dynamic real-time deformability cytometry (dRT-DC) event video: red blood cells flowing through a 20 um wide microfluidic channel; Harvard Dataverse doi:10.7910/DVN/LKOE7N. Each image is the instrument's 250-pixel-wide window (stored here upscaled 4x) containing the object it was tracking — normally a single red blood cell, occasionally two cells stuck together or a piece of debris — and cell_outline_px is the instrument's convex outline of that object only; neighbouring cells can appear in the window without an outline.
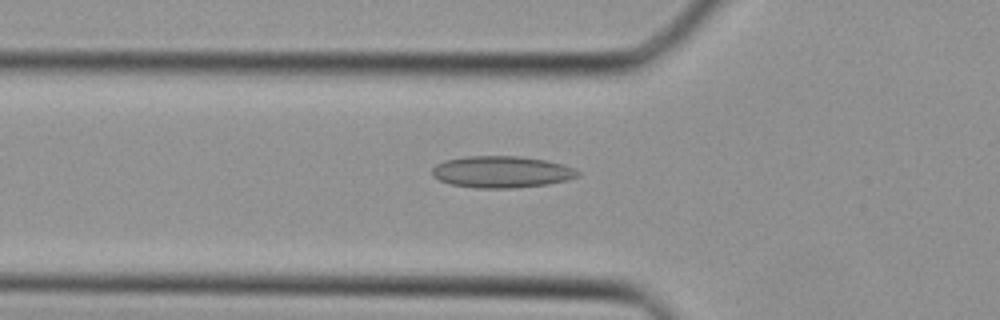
{"species": "Egyptian fruit bat (a non-hibernating species)", "species_latin": "Rousettus aegyptiacus", "temperature_condition": "cold", "stored_images_in_passage": 36, "camera_frame_rate_fps": 3000, "um_per_image_px": 0.085, "animal": {"sex": "female"}, "frame": {"image": 1, "passage_image": 11, "time_ms": 3.333, "image_size_px": [1000, 320], "cell_outline_px": [[580, 176], [548, 184], [512, 188], [476, 188], [452, 184], [440, 180], [432, 176], [432, 168], [436, 164], [444, 160], [464, 156], [516, 156], [544, 160], [564, 164], [576, 168], [580, 172]], "centroid_in_image_um": [42.63, 14.6], "position_along_channel_um": 83.2, "area_um2": 26.93}}
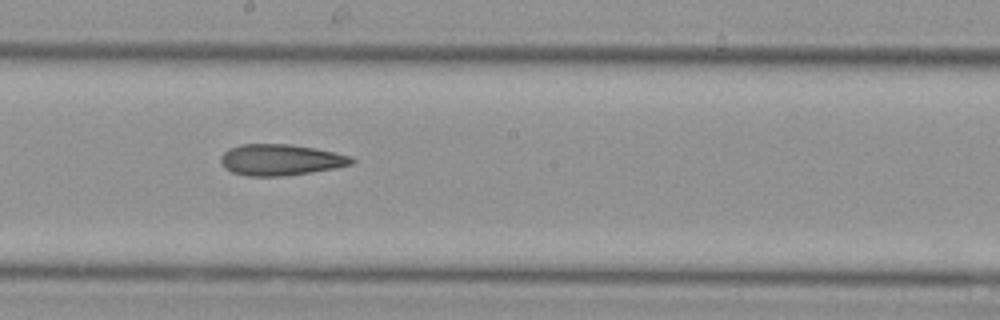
{"frame": {"image": 2, "passage_image": 19, "time_ms": 6.0, "image_size_px": [1000, 320], "cell_outline_px": [[356, 160], [352, 164], [336, 168], [284, 176], [248, 176], [232, 172], [224, 168], [220, 160], [220, 156], [228, 148], [240, 144], [288, 144], [316, 148], [352, 156]], "centroid_in_image_um": [23.84, 13.58], "position_along_channel_um": 224.4, "area_um2": 23.93}}
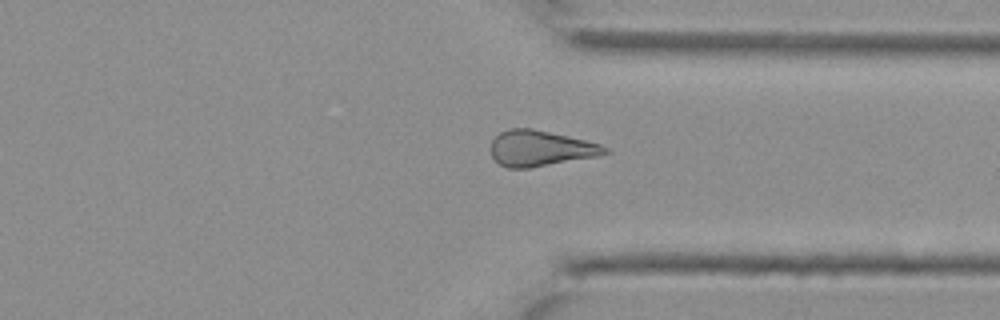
{"frame": {"image": 3, "passage_image": 27, "time_ms": 8.667, "image_size_px": [1000, 320], "cell_outline_px": [[608, 152], [596, 156], [528, 168], [508, 168], [500, 164], [492, 156], [492, 140], [500, 132], [508, 128], [532, 128], [584, 140], [600, 144], [608, 148]], "centroid_in_image_um": [45.9, 12.6], "position_along_channel_um": 365.5, "area_um2": 23.29}}